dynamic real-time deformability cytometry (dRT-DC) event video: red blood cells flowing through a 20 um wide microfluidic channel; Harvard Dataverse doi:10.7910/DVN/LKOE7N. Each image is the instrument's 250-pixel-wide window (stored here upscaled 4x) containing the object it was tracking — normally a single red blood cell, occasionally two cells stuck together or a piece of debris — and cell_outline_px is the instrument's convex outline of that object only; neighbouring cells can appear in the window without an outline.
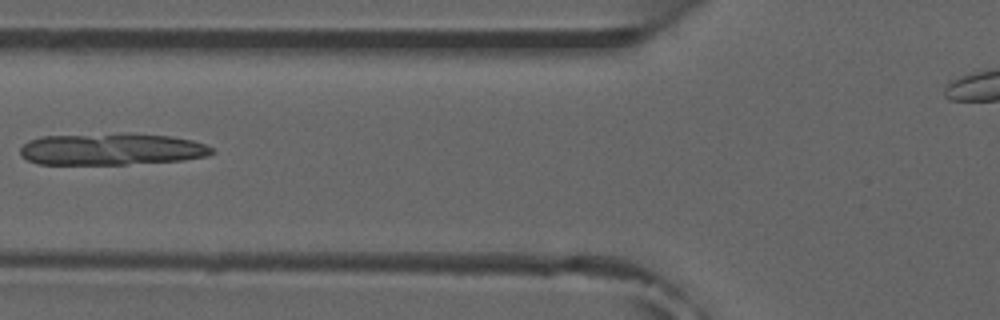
{"species": "common noctule bat (a hibernating species)", "species_latin": "Nyctalus noctula", "temperature_condition": "room temperature", "stored_images_in_passage": 7, "camera_frame_rate_fps": 3000, "um_per_image_px": 0.085, "animal": {"sex": "male", "forearm_length_mm": 52.5}, "frame": {"image": 1, "passage_image": 6, "time_ms": 6.0, "image_size_px": [1000, 320], "cell_outline_px": [[216, 152], [208, 156], [184, 160], [124, 164], [36, 164], [20, 156], [20, 148], [28, 140], [44, 136], [120, 132], [132, 132], [172, 136], [192, 140], [204, 144], [212, 148]], "centroid_in_image_um": [9.49, 12.66], "position_along_channel_um": 116.3, "area_um2": 36.24}}
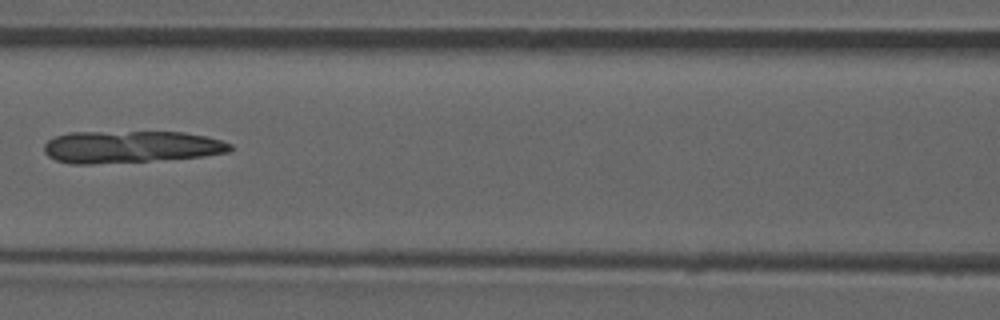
{"frame": {"image": 2, "passage_image": 7, "time_ms": 7.0, "image_size_px": [1000, 320], "cell_outline_px": [[232, 148], [228, 152], [204, 156], [92, 164], [72, 164], [56, 160], [48, 156], [44, 152], [44, 144], [48, 140], [56, 136], [68, 132], [184, 132], [204, 136], [220, 140], [232, 144]], "centroid_in_image_um": [11.07, 12.47], "position_along_channel_um": 155.5, "area_um2": 34.56}}